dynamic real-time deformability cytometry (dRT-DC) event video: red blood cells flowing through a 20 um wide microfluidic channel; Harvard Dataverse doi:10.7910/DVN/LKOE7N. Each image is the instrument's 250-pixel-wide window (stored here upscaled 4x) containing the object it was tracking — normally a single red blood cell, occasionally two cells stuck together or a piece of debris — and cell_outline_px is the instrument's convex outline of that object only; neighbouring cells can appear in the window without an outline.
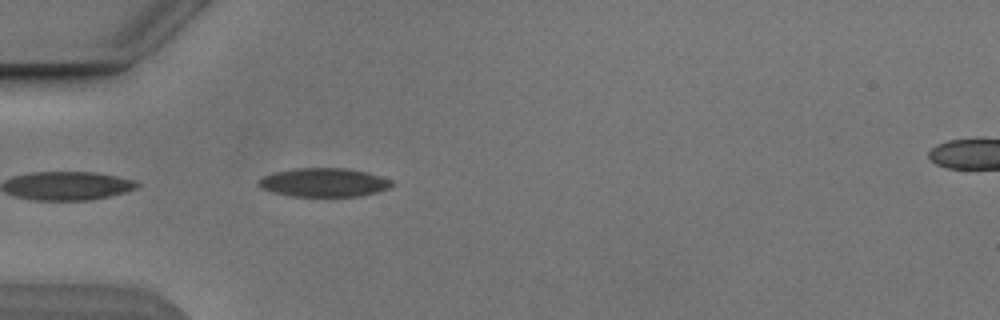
{"species": "Egyptian fruit bat (a non-hibernating species)", "species_latin": "Rousettus aegyptiacus", "temperature_condition": "cold", "stored_images_in_passage": 6, "segment_of_instrument_passage": [1, 2], "camera_frame_rate_fps": 3000, "um_per_image_px": 0.085, "animal": {"sex": "male"}, "frame": {"image": 1, "passage_image": 5, "time_ms": 4.667, "image_size_px": [1000, 320], "cell_outline_px": [[396, 184], [388, 188], [376, 192], [360, 196], [292, 196], [272, 192], [260, 188], [256, 184], [264, 176], [276, 172], [296, 168], [348, 168], [380, 176], [392, 180]], "centroid_in_image_um": [27.54, 15.51], "position_along_channel_um": 57.5, "area_um2": 22.2}}